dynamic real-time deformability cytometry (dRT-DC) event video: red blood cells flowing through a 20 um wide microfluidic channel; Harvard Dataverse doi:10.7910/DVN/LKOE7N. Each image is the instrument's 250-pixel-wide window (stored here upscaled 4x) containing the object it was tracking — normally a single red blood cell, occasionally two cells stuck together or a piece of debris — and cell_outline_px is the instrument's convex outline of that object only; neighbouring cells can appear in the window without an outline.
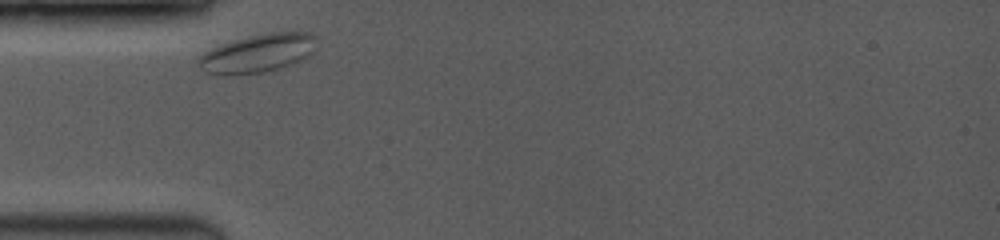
{"species": "common noctule bat (a hibernating species)", "species_latin": "Nyctalus noctula", "temperature_condition": "room temperature", "stored_images_in_passage": 27, "camera_frame_rate_fps": 3500, "um_per_image_px": 0.085, "animal": {"sex": "female", "body_mass_g": 19.0, "forearm_length_mm": 53.3}, "frame": {"image": 1, "passage_image": 1, "time_ms": 0.0, "image_size_px": [1000, 240], "cell_outline_px": [[316, 52], [300, 60], [280, 68], [260, 72], [224, 76], [204, 72], [196, 64], [196, 60], [212, 40], [268, 32], [312, 32], [316, 36]], "centroid_in_image_um": [21.75, 4.47], "position_along_channel_um": 63.2, "area_um2": 28.21}}
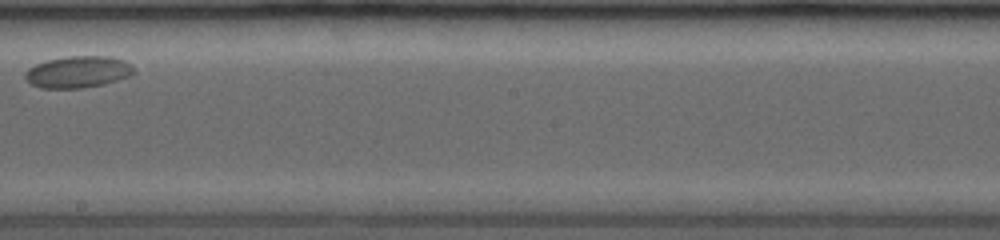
{"frame": {"image": 2, "passage_image": 15, "time_ms": 5.429, "image_size_px": [1000, 240], "cell_outline_px": [[132, 72], [128, 76], [104, 84], [84, 88], [40, 88], [32, 84], [24, 76], [24, 72], [28, 68], [36, 64], [48, 60], [68, 56], [112, 56], [124, 60], [132, 64]], "centroid_in_image_um": [6.61, 6.11], "position_along_channel_um": 241.6, "area_um2": 20.0}}
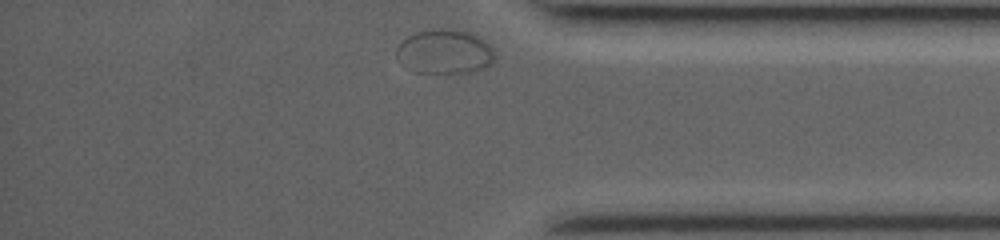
{"frame": {"image": 3, "passage_image": 27, "time_ms": 10.0, "image_size_px": [1000, 240], "cell_outline_px": [[492, 64], [484, 68], [472, 72], [416, 72], [396, 56], [396, 48], [408, 36], [416, 32], [440, 28], [444, 28], [468, 32], [484, 40], [492, 48]], "centroid_in_image_um": [37.81, 4.38], "position_along_channel_um": 397.4, "area_um2": 24.74}}